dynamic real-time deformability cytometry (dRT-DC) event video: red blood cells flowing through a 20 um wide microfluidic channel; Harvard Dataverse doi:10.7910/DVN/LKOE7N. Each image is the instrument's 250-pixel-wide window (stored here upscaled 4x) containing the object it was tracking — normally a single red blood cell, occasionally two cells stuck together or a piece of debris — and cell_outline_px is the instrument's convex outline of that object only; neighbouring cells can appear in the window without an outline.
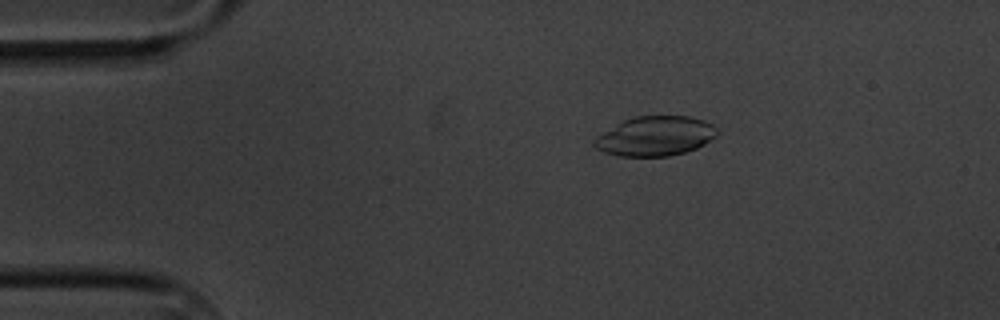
{"species": "common noctule bat (a hibernating species)", "species_latin": "Nyctalus noctula", "temperature_condition": "cold", "stored_images_in_passage": 5, "camera_frame_rate_fps": 3000, "um_per_image_px": 0.085, "animal": {"sex": "male", "body_mass_g": 20.1, "forearm_length_mm": 53.5}, "frame": {"image": 1, "passage_image": 3, "time_ms": 3.0, "image_size_px": [1000, 320], "cell_outline_px": [[716, 136], [704, 144], [696, 148], [684, 152], [668, 156], [620, 156], [604, 152], [596, 148], [592, 144], [592, 140], [596, 136], [616, 124], [624, 120], [636, 116], [688, 116], [704, 120], [712, 124], [716, 128]], "centroid_in_image_um": [55.66, 11.57], "position_along_channel_um": 29.3, "area_um2": 28.21}}